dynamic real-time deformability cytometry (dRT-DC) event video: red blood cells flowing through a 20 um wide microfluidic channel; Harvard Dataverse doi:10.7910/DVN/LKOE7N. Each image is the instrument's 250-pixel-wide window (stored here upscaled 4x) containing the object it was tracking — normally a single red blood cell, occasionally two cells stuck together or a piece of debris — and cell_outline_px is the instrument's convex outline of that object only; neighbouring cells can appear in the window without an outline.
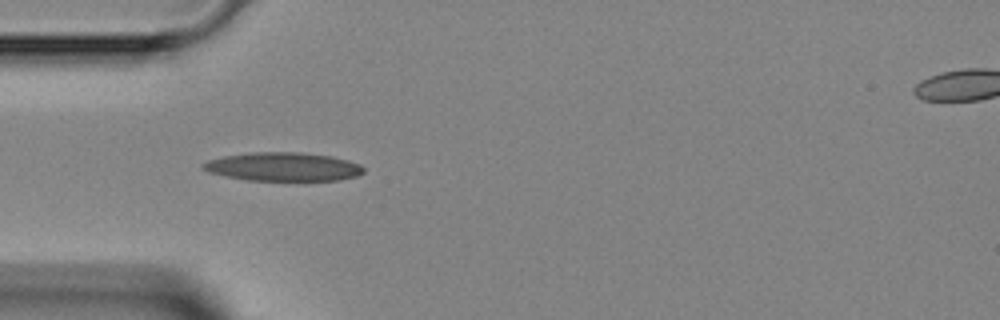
{"species": "Egyptian fruit bat (a non-hibernating species)", "species_latin": "Rousettus aegyptiacus", "temperature_condition": "room temperature", "stored_images_in_passage": 6, "camera_frame_rate_fps": 3000, "um_per_image_px": 0.085, "animal": {"sex": "female"}, "frame": {"image": 1, "passage_image": 4, "time_ms": 3.333, "image_size_px": [1000, 320], "cell_outline_px": [[364, 172], [356, 176], [336, 180], [248, 180], [224, 176], [208, 172], [200, 168], [200, 164], [208, 160], [224, 156], [252, 152], [300, 152], [332, 156], [348, 160], [360, 164], [364, 168]], "centroid_in_image_um": [24.03, 14.16], "position_along_channel_um": 61.0, "area_um2": 26.82}}
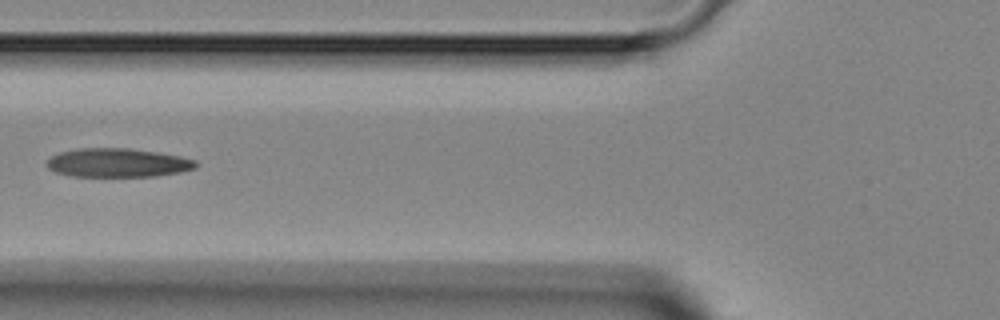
{"frame": {"image": 2, "passage_image": 5, "time_ms": 4.667, "image_size_px": [1000, 320], "cell_outline_px": [[196, 168], [180, 172], [156, 176], [72, 176], [56, 172], [48, 168], [44, 164], [52, 156], [60, 152], [80, 148], [128, 148], [156, 152], [180, 156], [196, 160]], "centroid_in_image_um": [9.99, 13.83], "position_along_channel_um": 115.8, "area_um2": 24.91}}
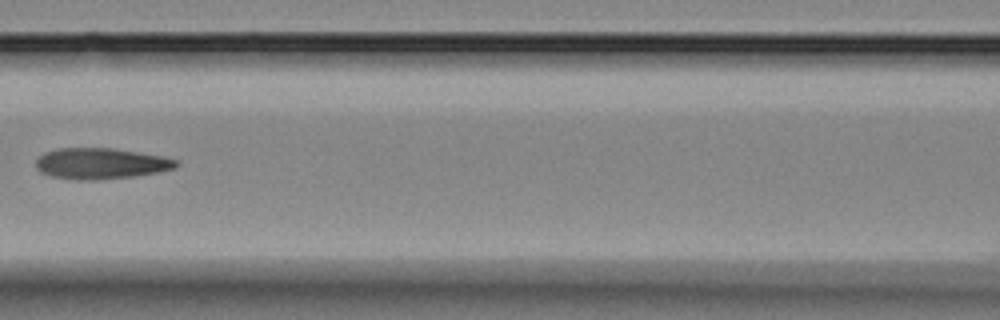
{"frame": {"image": 3, "passage_image": 6, "time_ms": 5.667, "image_size_px": [1000, 320], "cell_outline_px": [[180, 164], [176, 168], [160, 172], [132, 176], [96, 180], [80, 180], [52, 176], [40, 172], [36, 168], [36, 160], [44, 152], [60, 148], [112, 148], [164, 156], [180, 160]], "centroid_in_image_um": [8.62, 13.89], "position_along_channel_um": 158.0, "area_um2": 25.43}}